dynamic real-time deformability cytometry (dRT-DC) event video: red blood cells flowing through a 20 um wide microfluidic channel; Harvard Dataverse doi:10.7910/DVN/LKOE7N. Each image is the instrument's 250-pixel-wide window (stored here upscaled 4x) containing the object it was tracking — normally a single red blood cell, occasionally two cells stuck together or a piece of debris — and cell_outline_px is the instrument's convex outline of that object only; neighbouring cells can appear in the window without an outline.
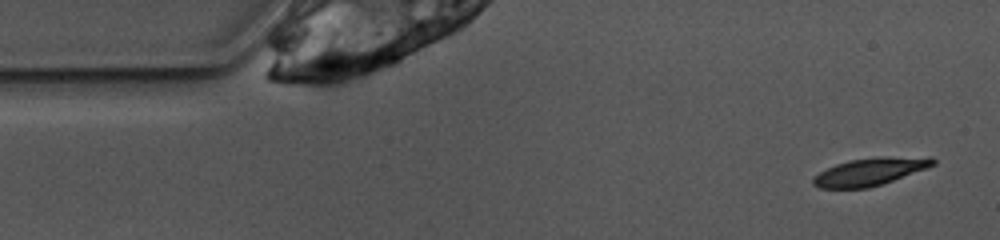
{"species": "common noctule bat (a hibernating species)", "species_latin": "Nyctalus noctula", "temperature_condition": "warm", "stored_images_in_passage": 9, "camera_frame_rate_fps": 3000, "um_per_image_px": 0.085, "animal": {"sex": "female", "body_mass_g": 10.0, "forearm_length_mm": 53.1}, "frame": {"image": 1, "passage_image": 2, "time_ms": 0.333, "image_size_px": [1000, 240], "cell_outline_px": [[936, 164], [928, 168], [868, 188], [820, 188], [812, 184], [812, 180], [820, 172], [836, 164], [848, 160], [880, 156], [932, 156], [936, 160]], "centroid_in_image_um": [74.02, 14.56], "position_along_channel_um": 11.0, "area_um2": 19.36}}